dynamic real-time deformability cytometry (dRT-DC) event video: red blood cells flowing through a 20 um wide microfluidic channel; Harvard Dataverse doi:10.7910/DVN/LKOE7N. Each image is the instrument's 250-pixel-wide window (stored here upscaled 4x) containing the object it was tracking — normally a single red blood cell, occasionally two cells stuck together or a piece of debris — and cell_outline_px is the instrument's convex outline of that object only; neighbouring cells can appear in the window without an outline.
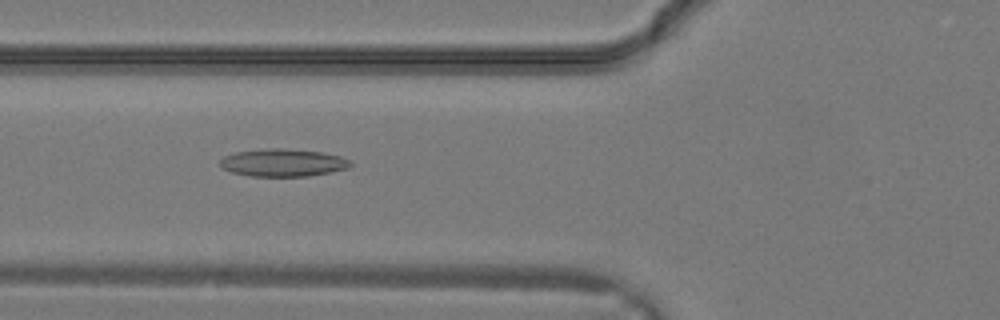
{"species": "common noctule bat (a hibernating species)", "species_latin": "Nyctalus noctula", "temperature_condition": "warm", "stored_images_in_passage": 25, "camera_frame_rate_fps": 3000, "um_per_image_px": 0.085, "animal": {"sex": "male", "body_mass_g": 19.2, "forearm_length_mm": 51.8}, "frame": {"image": 1, "passage_image": 6, "time_ms": 1.667, "image_size_px": [1000, 320], "cell_outline_px": [[352, 164], [348, 168], [332, 172], [308, 176], [252, 176], [232, 172], [224, 168], [220, 164], [220, 160], [224, 156], [236, 152], [268, 148], [280, 148], [320, 152], [340, 156], [348, 160]], "centroid_in_image_um": [24.06, 13.83], "position_along_channel_um": 101.7, "area_um2": 20.75}}
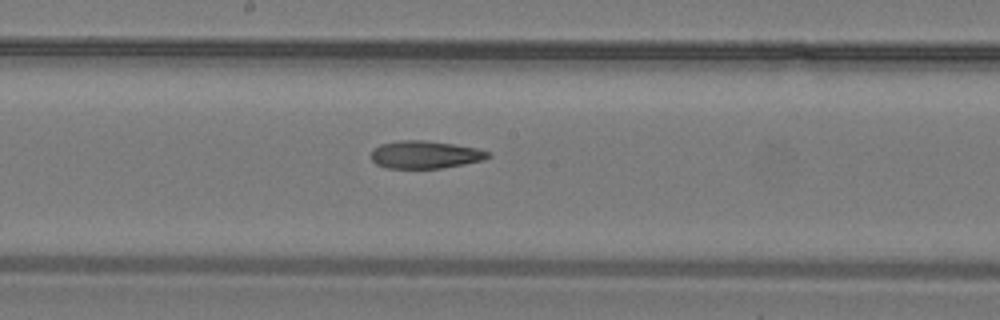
{"frame": {"image": 2, "passage_image": 11, "time_ms": 3.333, "image_size_px": [1000, 320], "cell_outline_px": [[492, 156], [484, 160], [444, 168], [388, 168], [376, 164], [372, 160], [372, 148], [380, 144], [400, 140], [424, 140], [452, 144], [476, 148], [488, 152]], "centroid_in_image_um": [36.13, 13.14], "position_along_channel_um": 212.1, "area_um2": 18.84}}
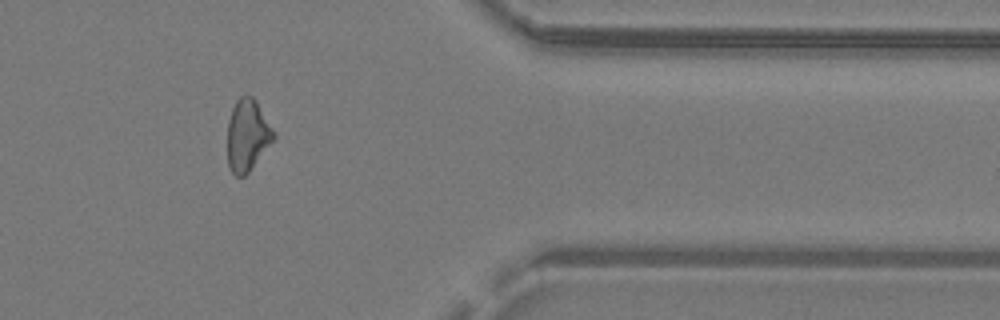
{"frame": {"image": 3, "passage_image": 20, "time_ms": 6.333, "image_size_px": [1000, 320], "cell_outline_px": [[276, 136], [248, 172], [244, 176], [236, 176], [232, 172], [228, 164], [228, 120], [232, 108], [236, 100], [240, 96], [252, 96], [256, 100], [272, 128]], "centroid_in_image_um": [21.01, 11.48], "position_along_channel_um": 390.4, "area_um2": 18.96}}